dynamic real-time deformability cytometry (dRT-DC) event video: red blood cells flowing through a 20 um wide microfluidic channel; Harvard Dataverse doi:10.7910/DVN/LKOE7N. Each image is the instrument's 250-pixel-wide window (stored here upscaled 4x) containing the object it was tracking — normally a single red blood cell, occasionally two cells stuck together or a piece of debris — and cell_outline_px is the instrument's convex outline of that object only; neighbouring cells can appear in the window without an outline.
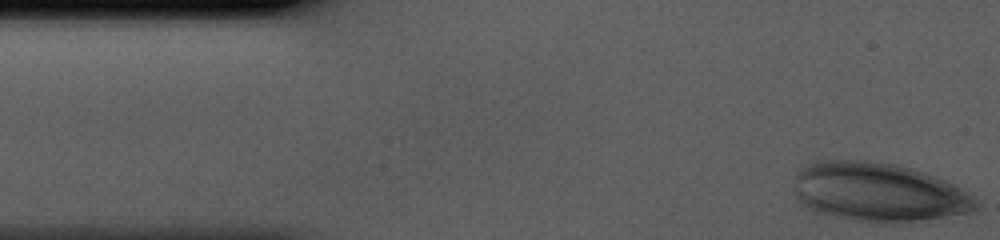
{"species": "human", "species_latin": "Homo sapiens", "temperature_condition": "cold", "stored_images_in_passage": 35, "camera_frame_rate_fps": 3000, "um_per_image_px": 0.085, "donor": {"sex": "male"}, "frame": {"image": 1, "passage_image": 1, "time_ms": 0.0, "image_size_px": [1000, 240], "cell_outline_px": [[980, 204], [972, 212], [920, 220], [888, 224], [852, 220], [832, 216], [816, 212], [800, 204], [796, 196], [796, 172], [800, 164], [816, 160], [868, 160], [896, 164], [912, 168], [936, 176], [968, 192]], "centroid_in_image_um": [74.62, 16.32], "position_along_channel_um": 10.4, "area_um2": 63.12}}
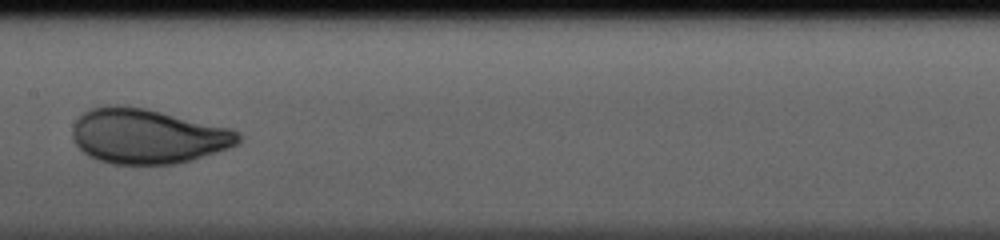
{"frame": {"image": 2, "passage_image": 20, "time_ms": 6.333, "image_size_px": [1000, 240], "cell_outline_px": [[240, 140], [236, 144], [228, 148], [192, 160], [176, 164], [112, 164], [88, 156], [72, 140], [72, 128], [76, 120], [84, 112], [92, 108], [108, 104], [116, 104], [144, 108], [232, 128], [240, 132]], "centroid_in_image_um": [12.53, 11.57], "position_along_channel_um": 194.9, "area_um2": 53.12}}
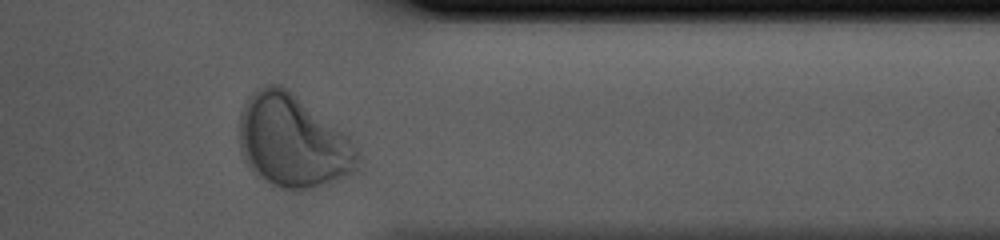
{"frame": {"image": 3, "passage_image": 34, "time_ms": 11.0, "image_size_px": [1000, 240], "cell_outline_px": [[356, 172], [336, 180], [312, 188], [284, 188], [272, 184], [256, 172], [244, 160], [240, 148], [240, 112], [248, 96], [256, 88], [264, 84], [280, 84], [288, 88], [348, 136], [356, 148]], "centroid_in_image_um": [24.86, 11.95], "position_along_channel_um": 386.5, "area_um2": 63.18}}